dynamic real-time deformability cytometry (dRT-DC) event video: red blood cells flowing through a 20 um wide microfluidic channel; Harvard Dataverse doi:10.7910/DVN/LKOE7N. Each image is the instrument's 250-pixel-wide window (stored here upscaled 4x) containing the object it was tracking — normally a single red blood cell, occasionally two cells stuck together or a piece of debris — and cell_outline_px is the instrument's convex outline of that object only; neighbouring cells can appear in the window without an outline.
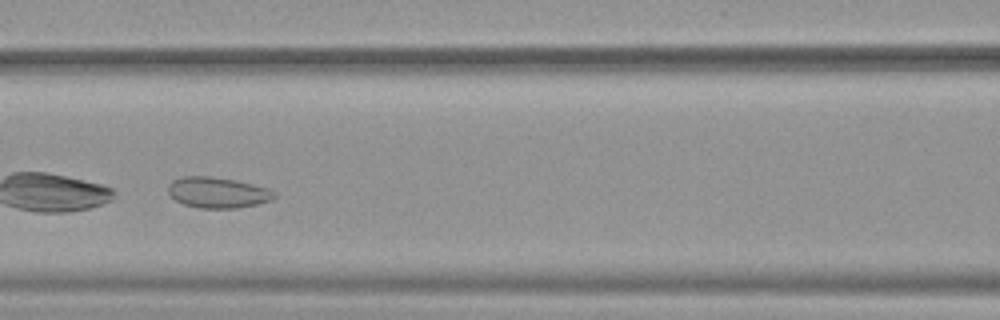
{"species": "common noctule bat (a hibernating species)", "species_latin": "Nyctalus noctula", "temperature_condition": "warm", "stored_images_in_passage": 26, "camera_frame_rate_fps": 3000, "um_per_image_px": 0.085, "animal": {"sex": "female", "body_mass_g": 19.9}, "frame": {"image": 1, "passage_image": 8, "time_ms": 2.333, "image_size_px": [1000, 320], "cell_outline_px": [[276, 196], [272, 200], [256, 204], [236, 208], [200, 208], [184, 204], [176, 200], [168, 192], [168, 184], [172, 180], [180, 176], [212, 176], [236, 180], [268, 188], [276, 192]], "centroid_in_image_um": [18.5, 16.35], "position_along_channel_um": 148.1, "area_um2": 19.13}, "authors_computed_cell_mechanics": {"area_um2": 18.8139, "velocity_mm_per_s": 3.857, "shape_relaxation_time_tau1_ms": null, "shape_relaxation_time_tau2_ms": 1.2423, "deformation_change_tau1": null, "deformation_change_tau2": 0.0627}}